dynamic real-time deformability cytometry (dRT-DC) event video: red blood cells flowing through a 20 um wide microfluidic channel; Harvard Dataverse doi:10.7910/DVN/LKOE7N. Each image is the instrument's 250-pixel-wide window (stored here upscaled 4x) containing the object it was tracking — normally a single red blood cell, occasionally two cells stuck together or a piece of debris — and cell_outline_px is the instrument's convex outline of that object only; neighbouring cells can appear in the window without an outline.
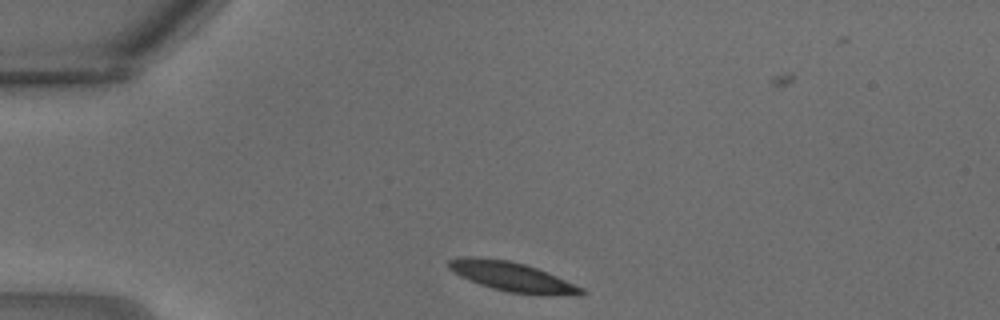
{"species": "common noctule bat (a hibernating species)", "species_latin": "Nyctalus noctula", "temperature_condition": "warm", "stored_images_in_passage": 15, "camera_frame_rate_fps": 3000, "um_per_image_px": 0.085, "animal": {"sex": "male", "body_mass_g": 18.8}, "frame": {"image": 1, "passage_image": 5, "time_ms": 1.333, "image_size_px": [1000, 320], "cell_outline_px": [[588, 292], [580, 296], [544, 296], [508, 292], [492, 288], [468, 280], [452, 272], [448, 268], [448, 260], [460, 256], [476, 256], [508, 260], [524, 264], [536, 268], [556, 276], [584, 288]], "centroid_in_image_um": [43.56, 23.54], "position_along_channel_um": 41.4, "area_um2": 23.24}}
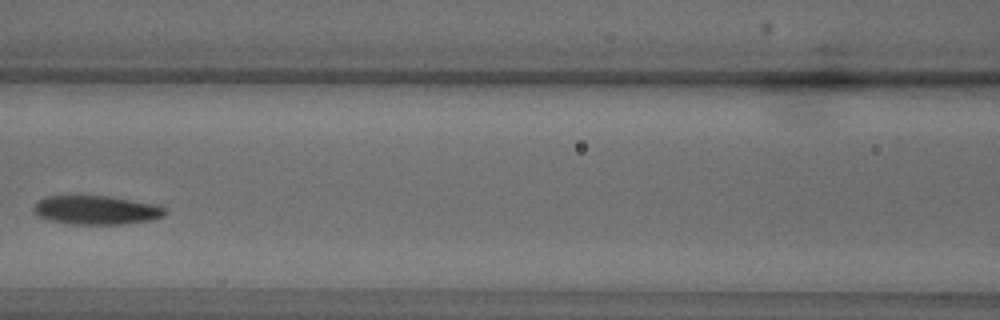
{"frame": {"image": 2, "passage_image": 12, "time_ms": 3.667, "image_size_px": [1000, 320], "cell_outline_px": [[168, 212], [164, 216], [152, 220], [124, 224], [72, 224], [48, 220], [36, 216], [32, 208], [36, 200], [44, 196], [72, 192], [112, 196], [164, 204], [168, 208]], "centroid_in_image_um": [8.19, 17.79], "position_along_channel_um": 158.4, "area_um2": 23.93}}
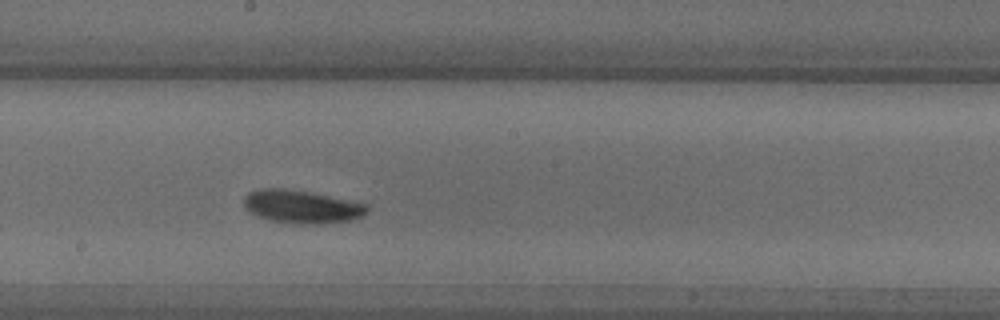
{"frame": {"image": 3, "passage_image": 15, "time_ms": 4.667, "image_size_px": [1000, 320], "cell_outline_px": [[368, 212], [364, 216], [348, 220], [316, 224], [300, 224], [268, 220], [256, 216], [248, 212], [244, 208], [244, 196], [248, 192], [260, 188], [284, 188], [308, 192], [368, 204]], "centroid_in_image_um": [25.59, 17.57], "position_along_channel_um": 222.6, "area_um2": 23.81}}